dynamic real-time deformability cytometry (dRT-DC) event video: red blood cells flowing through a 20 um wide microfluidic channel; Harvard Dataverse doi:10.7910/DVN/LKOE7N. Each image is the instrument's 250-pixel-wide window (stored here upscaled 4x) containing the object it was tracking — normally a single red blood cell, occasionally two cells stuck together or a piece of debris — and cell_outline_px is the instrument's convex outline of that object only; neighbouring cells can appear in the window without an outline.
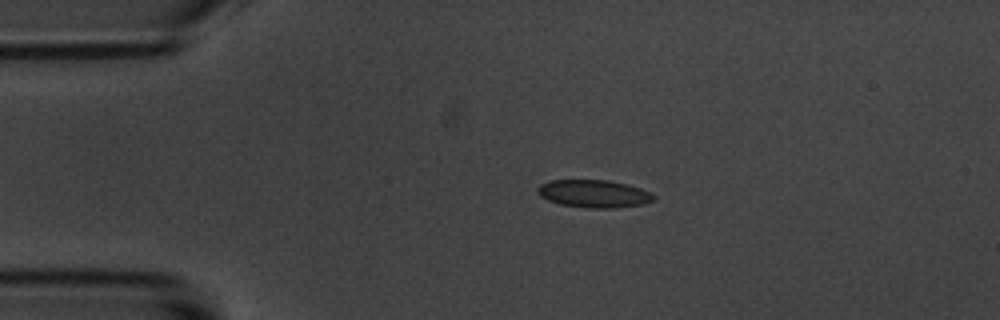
{"species": "common noctule bat (a hibernating species)", "species_latin": "Nyctalus noctula", "temperature_condition": "room temperature", "stored_images_in_passage": 14, "camera_frame_rate_fps": 3000, "um_per_image_px": 0.085, "animal": {"sex": "male", "body_mass_g": 20.1, "forearm_length_mm": 53.5}, "frame": {"image": 1, "passage_image": 3, "time_ms": 2.667, "image_size_px": [1000, 320], "cell_outline_px": [[656, 196], [652, 200], [644, 204], [616, 208], [588, 208], [560, 204], [548, 200], [540, 196], [536, 192], [536, 188], [540, 184], [548, 180], [608, 180], [628, 184], [640, 188]], "centroid_in_image_um": [50.44, 16.46], "position_along_channel_um": 34.6, "area_um2": 18.84}}
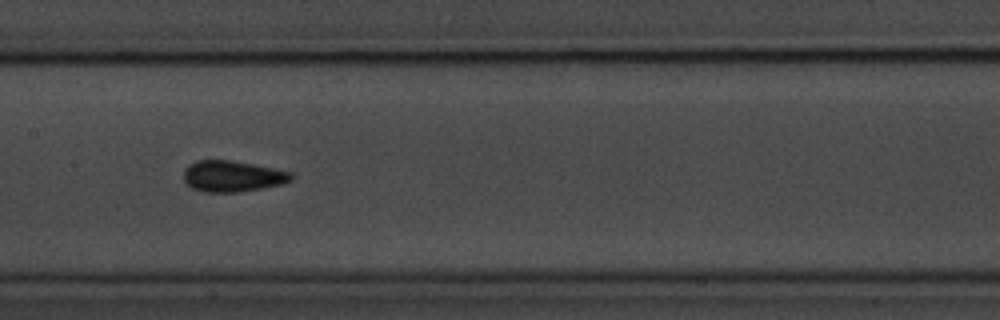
{"frame": {"image": 2, "passage_image": 7, "time_ms": 8.0, "image_size_px": [1000, 320], "cell_outline_px": [[292, 180], [280, 184], [264, 188], [240, 192], [204, 192], [192, 188], [184, 180], [184, 168], [188, 164], [196, 160], [228, 160], [252, 164], [292, 172]], "centroid_in_image_um": [19.73, 14.98], "position_along_channel_um": 187.7, "area_um2": 19.48}}
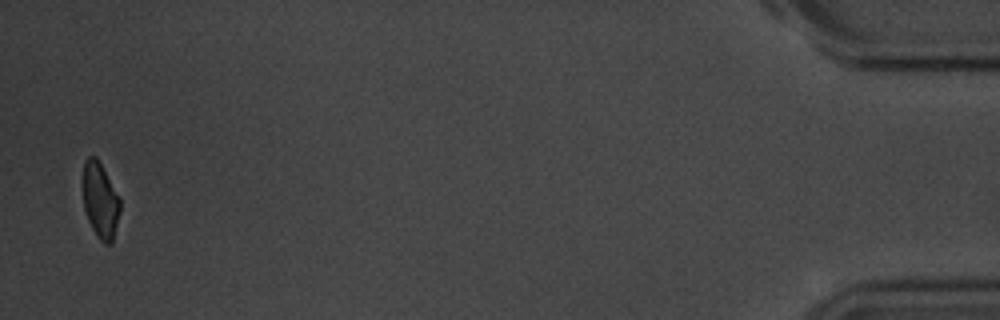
{"frame": {"image": 3, "passage_image": 14, "time_ms": 17.333, "image_size_px": [1000, 320], "cell_outline_px": [[120, 212], [112, 244], [104, 244], [96, 236], [88, 220], [84, 208], [84, 160], [88, 156], [96, 156], [120, 196]], "centroid_in_image_um": [8.55, 17.06], "position_along_channel_um": 426.7, "area_um2": 16.42}, "authors_computed_cell_mechanics": {"area_um2": 18.5249, "velocity_mm_per_s": 3.5229, "shape_relaxation_time_tau1_ms": 3.172, "shape_relaxation_time_tau2_ms": null, "deformation_change_tau1": 0.0777, "deformation_change_tau2": null}}